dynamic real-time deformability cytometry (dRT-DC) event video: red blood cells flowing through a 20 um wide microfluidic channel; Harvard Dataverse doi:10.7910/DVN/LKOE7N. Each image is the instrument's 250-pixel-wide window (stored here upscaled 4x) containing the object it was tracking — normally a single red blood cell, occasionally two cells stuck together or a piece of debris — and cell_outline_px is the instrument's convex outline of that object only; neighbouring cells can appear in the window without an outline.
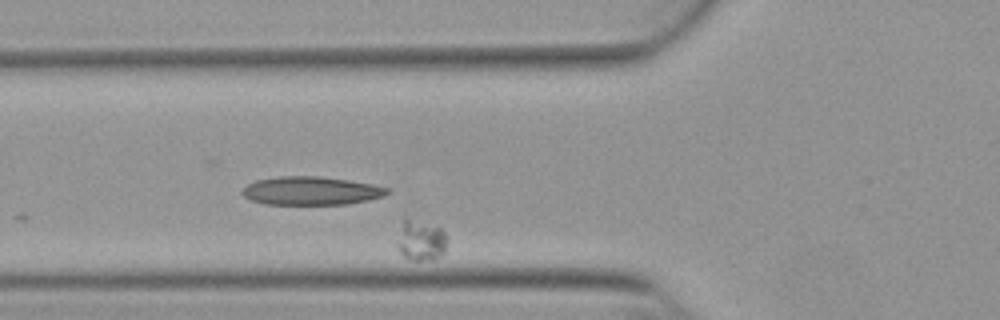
{"species": "Egyptian fruit bat (a non-hibernating species)", "species_latin": "Rousettus aegyptiacus", "temperature_condition": "warm", "stored_images_in_passage": 39, "segment_of_instrument_passage": [2, 2], "camera_frame_rate_fps": 3000, "um_per_image_px": 0.085, "animal": {"sex": "female"}, "frame": {"image": 1, "passage_image": 5, "time_ms": 1.333, "image_size_px": [1000, 320], "cell_outline_px": [[448, 240], [444, 252], [440, 256], [432, 260], [416, 260], [404, 256], [400, 252], [396, 244], [404, 216], [440, 228], [444, 232]], "centroid_in_image_um": [35.77, 20.43], "position_along_channel_um": 90.0, "area_um2": 11.79}}
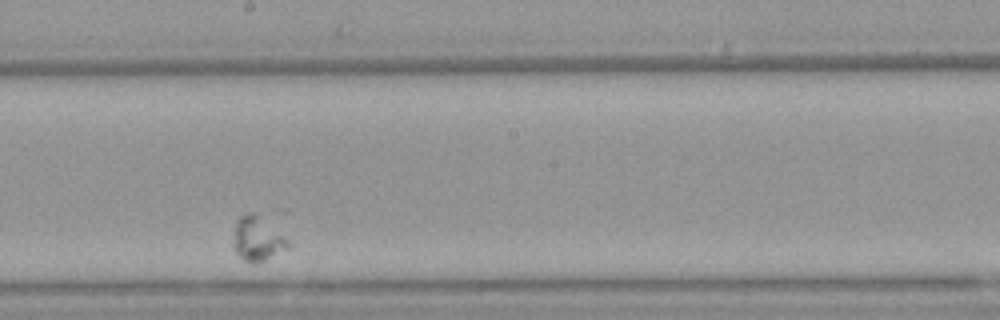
{"frame": {"image": 2, "passage_image": 19, "time_ms": 6.0, "image_size_px": [1000, 320], "cell_outline_px": [[292, 244], [288, 248], [256, 264], [252, 264], [244, 260], [236, 252], [232, 244], [236, 220], [240, 216], [248, 212], [252, 212], [284, 236]], "centroid_in_image_um": [21.85, 20.33], "position_along_channel_um": 226.4, "area_um2": 13.87}}
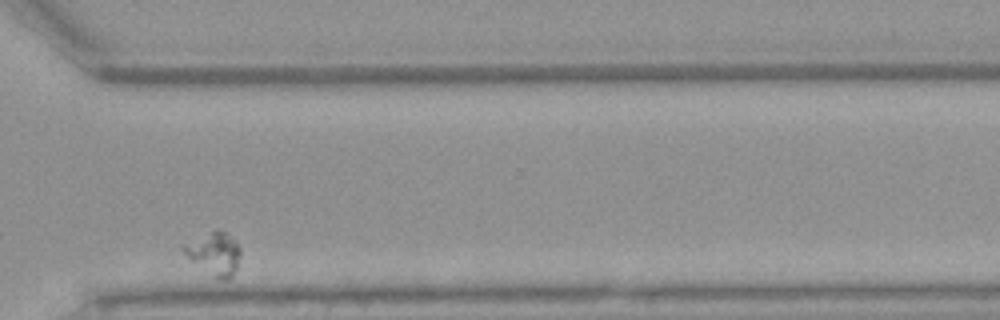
{"frame": {"image": 3, "passage_image": 31, "time_ms": 10.0, "image_size_px": [1000, 320], "cell_outline_px": [[240, 256], [236, 268], [232, 276], [228, 280], [220, 280], [192, 260], [180, 248], [212, 232], [224, 232], [240, 248]], "centroid_in_image_um": [18.27, 21.62], "position_along_channel_um": 352.3, "area_um2": 12.95}}